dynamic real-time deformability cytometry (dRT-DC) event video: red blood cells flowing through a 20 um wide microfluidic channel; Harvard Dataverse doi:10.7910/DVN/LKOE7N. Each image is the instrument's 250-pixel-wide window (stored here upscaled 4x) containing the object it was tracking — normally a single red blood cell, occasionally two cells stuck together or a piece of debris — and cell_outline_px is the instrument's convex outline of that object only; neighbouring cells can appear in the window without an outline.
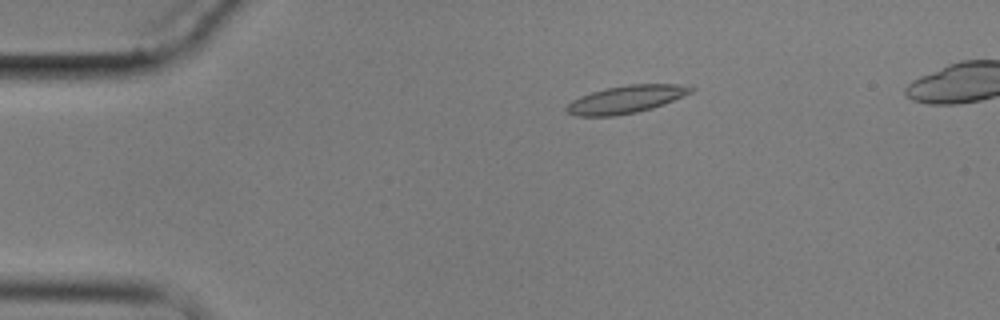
{"species": "common noctule bat (a hibernating species)", "species_latin": "Nyctalus noctula", "temperature_condition": "cold", "stored_images_in_passage": 7, "camera_frame_rate_fps": 3000, "um_per_image_px": 0.085, "animal": {"sex": "male", "body_mass_g": 17.9}, "frame": {"image": 1, "passage_image": 3, "time_ms": 2.333, "image_size_px": [1000, 320], "cell_outline_px": [[696, 88], [692, 92], [664, 104], [652, 108], [636, 112], [612, 116], [576, 116], [568, 112], [564, 108], [572, 100], [580, 96], [604, 88], [628, 84], [676, 84]], "centroid_in_image_um": [53.19, 8.44], "position_along_channel_um": 31.8, "area_um2": 19.94}}
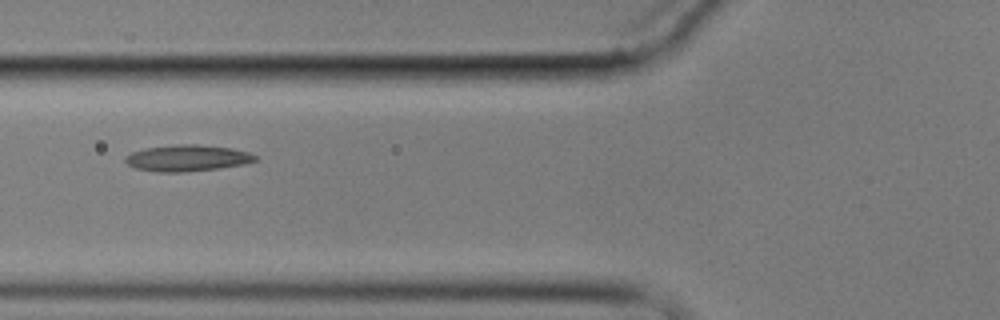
{"frame": {"image": 2, "passage_image": 6, "time_ms": 6.0, "image_size_px": [1000, 320], "cell_outline_px": [[260, 160], [244, 164], [220, 168], [184, 172], [156, 172], [136, 168], [128, 164], [124, 160], [124, 156], [132, 152], [144, 148], [176, 144], [196, 144], [232, 148], [248, 152], [256, 156]], "centroid_in_image_um": [15.92, 13.43], "position_along_channel_um": 109.9, "area_um2": 20.11}}
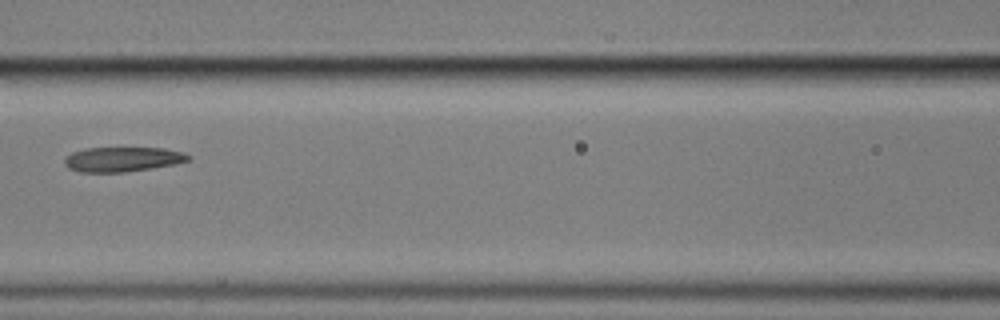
{"frame": {"image": 3, "passage_image": 7, "time_ms": 7.333, "image_size_px": [1000, 320], "cell_outline_px": [[192, 160], [176, 164], [152, 168], [124, 172], [80, 172], [68, 168], [64, 164], [64, 160], [72, 152], [84, 148], [164, 148], [184, 152], [192, 156]], "centroid_in_image_um": [10.46, 13.54], "position_along_channel_um": 156.1, "area_um2": 17.98}}